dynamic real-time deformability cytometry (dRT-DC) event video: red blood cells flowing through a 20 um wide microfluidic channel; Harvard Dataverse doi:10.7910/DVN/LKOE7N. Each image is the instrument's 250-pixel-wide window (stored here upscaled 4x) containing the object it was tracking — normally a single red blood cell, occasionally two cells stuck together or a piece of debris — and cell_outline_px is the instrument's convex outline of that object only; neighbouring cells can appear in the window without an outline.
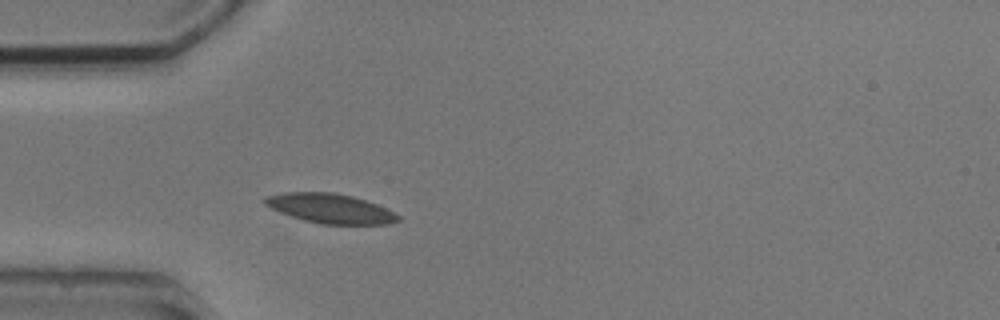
{"species": "common noctule bat (a hibernating species)", "species_latin": "Nyctalus noctula", "temperature_condition": "cold", "stored_images_in_passage": 2, "camera_frame_rate_fps": 3000, "um_per_image_px": 0.085, "animal": {"sex": "male", "body_mass_g": 20.5, "forearm_length_mm": 52.5}, "frame": {"image": 1, "passage_image": 2, "time_ms": 1.333, "image_size_px": [1000, 320], "cell_outline_px": [[400, 220], [388, 224], [320, 224], [304, 220], [280, 212], [264, 204], [260, 200], [264, 196], [284, 192], [332, 192], [352, 196], [376, 204], [400, 216]], "centroid_in_image_um": [28.01, 17.71], "position_along_channel_um": 57.0, "area_um2": 22.83}}